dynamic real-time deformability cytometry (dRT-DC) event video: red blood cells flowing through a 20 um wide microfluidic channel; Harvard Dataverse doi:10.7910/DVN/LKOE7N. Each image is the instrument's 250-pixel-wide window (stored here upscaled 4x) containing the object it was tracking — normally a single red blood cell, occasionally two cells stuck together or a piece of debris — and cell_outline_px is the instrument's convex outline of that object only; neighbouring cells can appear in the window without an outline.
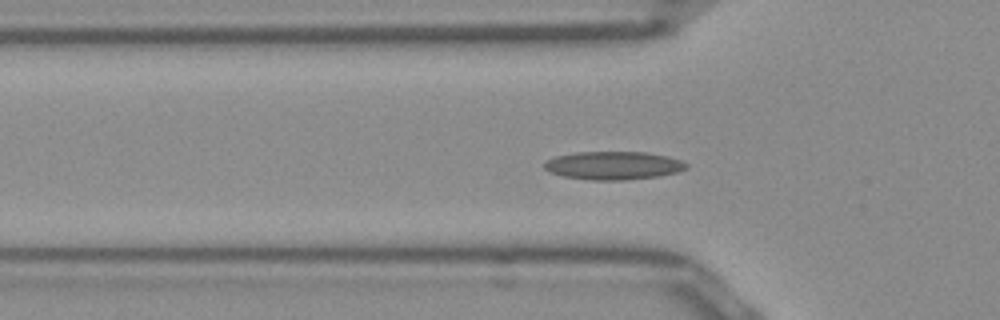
{"species": "Egyptian fruit bat (a non-hibernating species)", "species_latin": "Rousettus aegyptiacus", "temperature_condition": "room temperature", "stored_images_in_passage": 41, "segment_of_instrument_passage": [1, 2], "camera_frame_rate_fps": 3000, "um_per_image_px": 0.085, "frame": {"image": 1, "passage_image": 5, "time_ms": 1.333, "image_size_px": [1000, 320], "cell_outline_px": [[688, 168], [676, 172], [656, 176], [624, 180], [592, 180], [564, 176], [548, 172], [544, 168], [544, 164], [548, 160], [556, 156], [576, 152], [644, 152], [664, 156], [680, 160], [688, 164]], "centroid_in_image_um": [52.11, 14.07], "position_along_channel_um": 73.7, "area_um2": 23.06}}
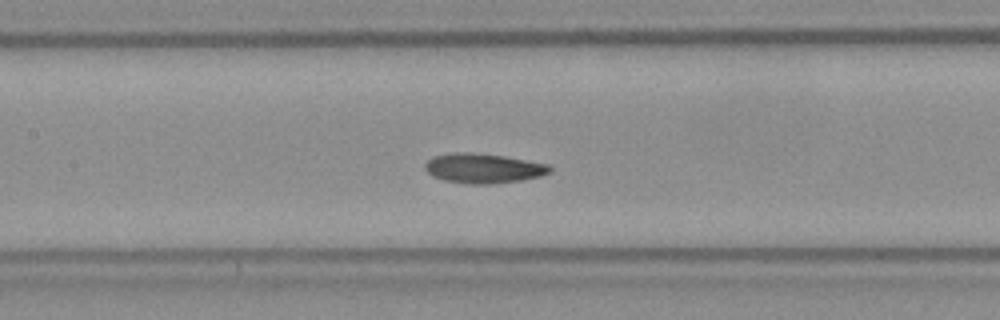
{"frame": {"image": 2, "passage_image": 12, "time_ms": 3.667, "image_size_px": [1000, 320], "cell_outline_px": [[552, 172], [540, 176], [520, 180], [492, 184], [472, 184], [444, 180], [432, 176], [424, 168], [424, 164], [432, 156], [456, 152], [468, 152], [504, 156], [548, 164], [552, 168]], "centroid_in_image_um": [41.07, 14.3], "position_along_channel_um": 166.3, "area_um2": 21.56}}
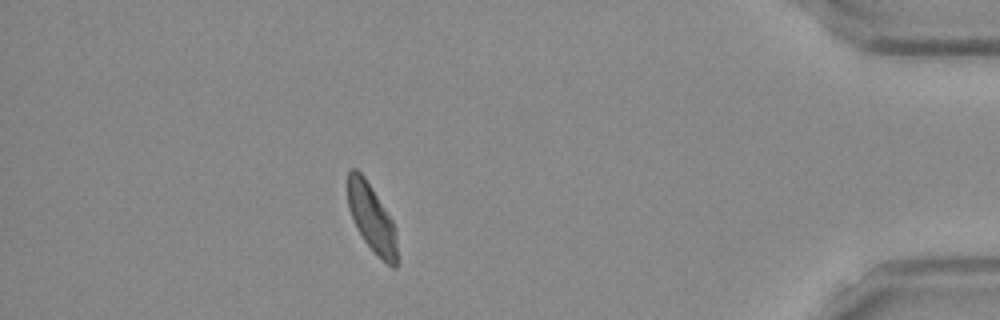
{"frame": {"image": 3, "passage_image": 34, "time_ms": 11.0, "image_size_px": [1000, 320], "cell_outline_px": [[396, 268], [392, 268], [364, 240], [356, 228], [348, 208], [348, 172], [352, 168], [356, 168], [364, 176], [392, 220], [396, 228]], "centroid_in_image_um": [31.57, 18.51], "position_along_channel_um": 403.6, "area_um2": 19.02}}